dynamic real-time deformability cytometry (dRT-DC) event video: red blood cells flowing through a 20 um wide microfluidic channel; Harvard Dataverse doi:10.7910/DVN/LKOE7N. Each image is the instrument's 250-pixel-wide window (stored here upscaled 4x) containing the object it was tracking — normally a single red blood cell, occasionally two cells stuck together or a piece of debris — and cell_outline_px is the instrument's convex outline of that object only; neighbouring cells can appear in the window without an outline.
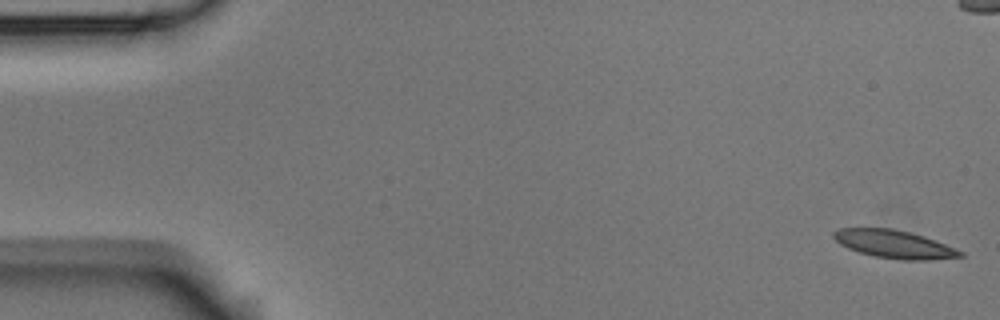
{"species": "Egyptian fruit bat (a non-hibernating species)", "species_latin": "Rousettus aegyptiacus", "temperature_condition": "room temperature", "stored_images_in_passage": 5, "camera_frame_rate_fps": 3000, "um_per_image_px": 0.085, "animal": {"sex": "male"}, "frame": {"image": 1, "passage_image": 1, "time_ms": 0.0, "image_size_px": [1000, 320], "cell_outline_px": [[964, 256], [928, 260], [900, 260], [872, 256], [848, 248], [840, 244], [832, 236], [832, 232], [840, 228], [892, 228], [924, 236], [936, 240], [964, 252]], "centroid_in_image_um": [76.0, 20.76], "position_along_channel_um": 9.0, "area_um2": 20.69}}